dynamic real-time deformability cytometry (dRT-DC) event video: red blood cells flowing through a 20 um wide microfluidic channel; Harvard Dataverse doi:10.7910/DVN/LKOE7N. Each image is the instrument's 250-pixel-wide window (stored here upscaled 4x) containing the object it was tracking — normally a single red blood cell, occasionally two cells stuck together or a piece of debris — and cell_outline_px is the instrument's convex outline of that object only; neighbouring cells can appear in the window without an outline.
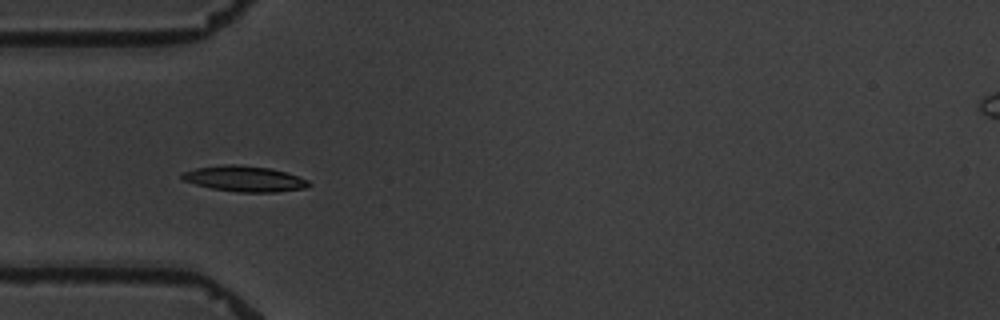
{"species": "common noctule bat (a hibernating species)", "species_latin": "Nyctalus noctula", "temperature_condition": "warm", "stored_images_in_passage": 2, "camera_frame_rate_fps": 3000, "um_per_image_px": 0.085, "animal": {"sex": "male", "body_mass_g": 19.5, "forearm_length_mm": 54.6}, "frame": {"image": 1, "passage_image": 1, "time_ms": 0.0, "image_size_px": [1000, 320], "cell_outline_px": [[312, 184], [308, 188], [276, 192], [236, 192], [212, 188], [180, 180], [180, 176], [184, 172], [196, 168], [224, 164], [236, 164], [272, 168], [288, 172], [308, 180]], "centroid_in_image_um": [20.82, 15.19], "position_along_channel_um": 64.2, "area_um2": 19.19}}
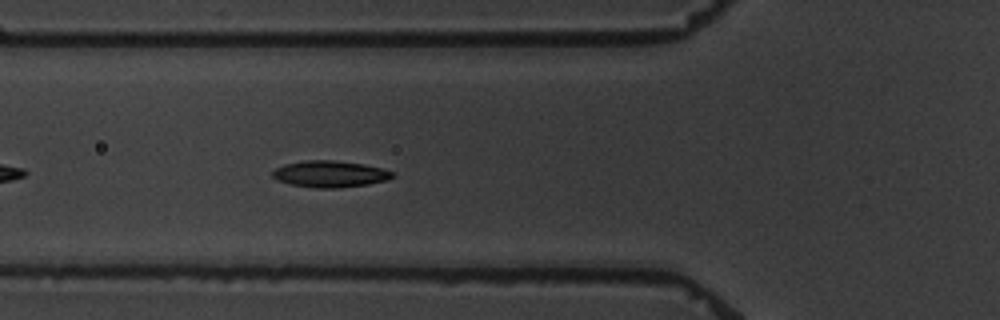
{"frame": {"image": 2, "passage_image": 2, "time_ms": 1.0, "image_size_px": [1000, 320], "cell_outline_px": [[396, 176], [388, 180], [368, 184], [336, 188], [316, 188], [292, 184], [276, 180], [272, 176], [272, 172], [276, 168], [284, 164], [308, 160], [332, 160], [364, 164], [380, 168], [392, 172]], "centroid_in_image_um": [28.05, 14.79], "position_along_channel_um": 97.8, "area_um2": 18.44}}